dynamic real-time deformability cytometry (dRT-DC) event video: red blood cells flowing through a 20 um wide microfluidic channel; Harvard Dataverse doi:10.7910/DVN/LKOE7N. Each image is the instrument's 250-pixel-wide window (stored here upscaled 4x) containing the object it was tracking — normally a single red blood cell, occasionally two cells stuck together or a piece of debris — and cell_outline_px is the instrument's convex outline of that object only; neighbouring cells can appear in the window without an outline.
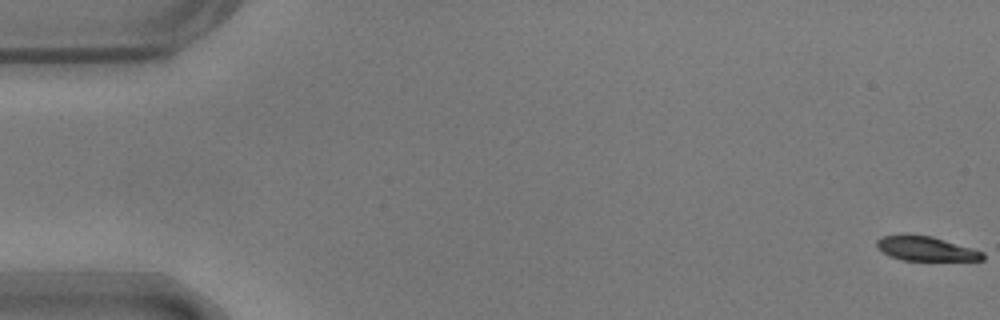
{"species": "common noctule bat (a hibernating species)", "species_latin": "Nyctalus noctula", "temperature_condition": "warm", "stored_images_in_passage": 56, "camera_frame_rate_fps": 3000, "um_per_image_px": 0.085, "animal": {"sex": "male", "body_mass_g": 17.9}, "frame": {"image": 1, "passage_image": 1, "time_ms": 0.0, "image_size_px": [1000, 320], "cell_outline_px": [[984, 260], [904, 260], [888, 256], [876, 248], [876, 240], [880, 236], [932, 236], [972, 248], [984, 252]], "centroid_in_image_um": [78.69, 21.15], "position_along_channel_um": 6.3, "area_um2": 14.8}}
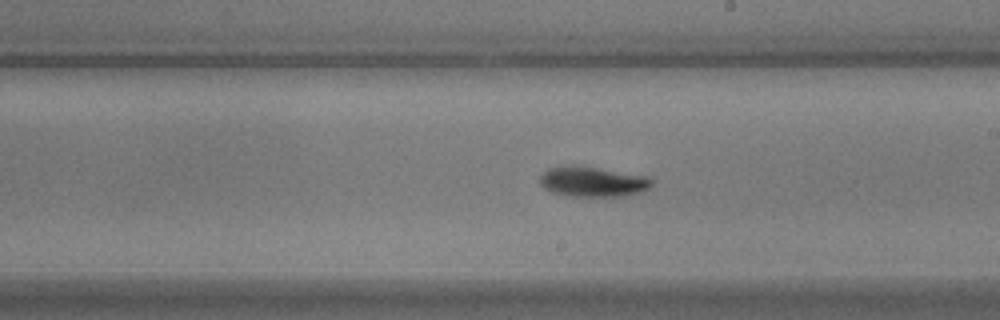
{"frame": {"image": 2, "passage_image": 32, "time_ms": 10.333, "image_size_px": [1000, 320], "cell_outline_px": [[652, 184], [648, 188], [640, 192], [620, 196], [572, 196], [552, 192], [544, 188], [540, 184], [540, 176], [548, 168], [576, 164], [648, 176], [652, 180]], "centroid_in_image_um": [50.36, 15.42], "position_along_channel_um": 238.6, "area_um2": 19.65}}
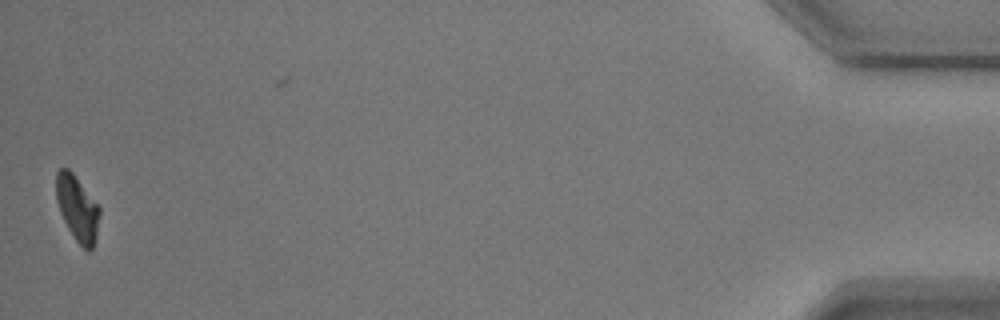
{"frame": {"image": 3, "passage_image": 55, "time_ms": 18.0, "image_size_px": [1000, 320], "cell_outline_px": [[100, 216], [96, 236], [92, 248], [88, 252], [76, 240], [68, 228], [60, 212], [56, 200], [56, 172], [60, 168], [68, 168], [72, 172], [100, 208]], "centroid_in_image_um": [6.56, 17.7], "position_along_channel_um": 428.6, "area_um2": 16.3}, "authors_computed_cell_mechanics": {"area_um2": 17.6001, "velocity_mm_per_s": 3.6843, "shape_relaxation_time_tau1_ms": 3.2645, "shape_relaxation_time_tau2_ms": null, "deformation_change_tau1": 0.1309, "deformation_change_tau2": null}}